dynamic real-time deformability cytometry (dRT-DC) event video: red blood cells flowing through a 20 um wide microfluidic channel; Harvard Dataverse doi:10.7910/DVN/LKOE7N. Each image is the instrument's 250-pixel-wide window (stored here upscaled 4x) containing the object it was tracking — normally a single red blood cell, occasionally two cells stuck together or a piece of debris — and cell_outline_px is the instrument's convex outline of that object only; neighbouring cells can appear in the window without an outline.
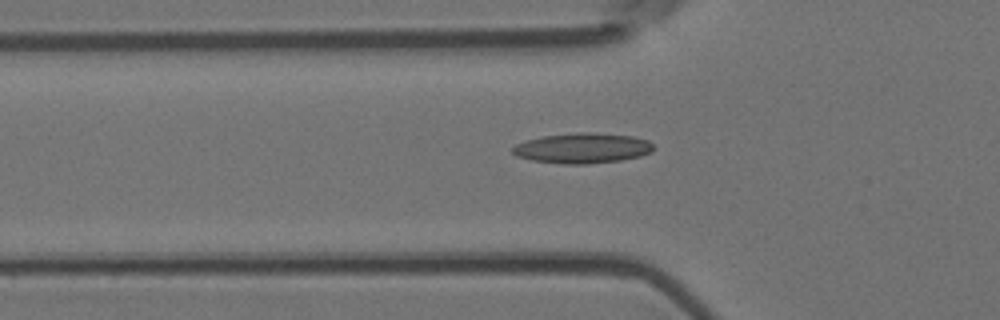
{"species": "Egyptian fruit bat (a non-hibernating species)", "species_latin": "Rousettus aegyptiacus", "temperature_condition": "room temperature", "stored_images_in_passage": 6, "segment_of_instrument_passage": [2, 2], "camera_frame_rate_fps": 3000, "um_per_image_px": 0.085, "animal": {"sex": "female"}, "frame": {"image": 1, "passage_image": 6, "time_ms": 1.667, "image_size_px": [1000, 320], "cell_outline_px": [[652, 152], [640, 156], [620, 160], [588, 164], [560, 164], [532, 160], [516, 156], [512, 152], [512, 148], [516, 144], [540, 136], [576, 132], [592, 132], [632, 136], [648, 140], [652, 144]], "centroid_in_image_um": [49.49, 12.59], "position_along_channel_um": 76.3, "area_um2": 24.91}}